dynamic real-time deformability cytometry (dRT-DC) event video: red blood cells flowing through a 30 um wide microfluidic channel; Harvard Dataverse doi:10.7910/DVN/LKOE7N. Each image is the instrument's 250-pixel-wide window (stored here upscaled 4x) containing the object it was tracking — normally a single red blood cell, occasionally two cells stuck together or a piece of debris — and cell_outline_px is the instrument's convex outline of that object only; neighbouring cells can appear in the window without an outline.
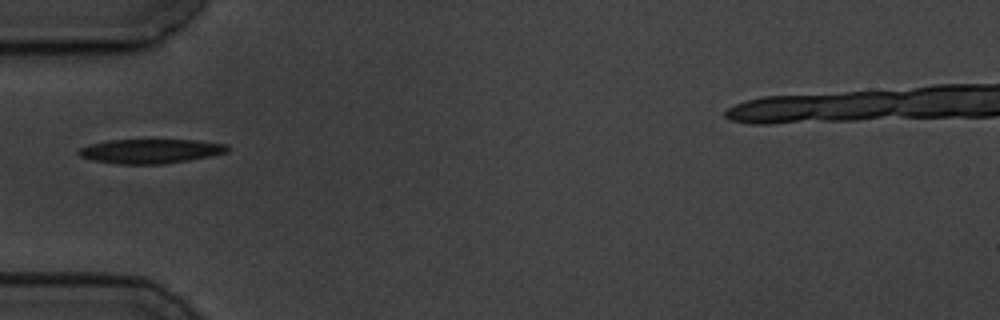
{"species": "common noctule bat (a hibernating species)", "species_latin": "Nyctalus noctula", "temperature_condition": "cold", "stored_images_in_passage": 12, "camera_frame_rate_fps": 3000, "um_per_image_px": 0.085, "animal": {"sex": "male", "body_mass_g": 19.5, "forearm_length_mm": 54.6}, "frame": {"image": 1, "passage_image": 2, "time_ms": 1.0, "image_size_px": [1000, 320], "cell_outline_px": [[228, 152], [188, 160], [164, 164], [120, 164], [92, 160], [80, 156], [76, 152], [80, 148], [88, 144], [108, 140], [196, 140], [228, 144]], "centroid_in_image_um": [12.76, 12.84], "position_along_channel_um": 72.2, "area_um2": 21.1}}
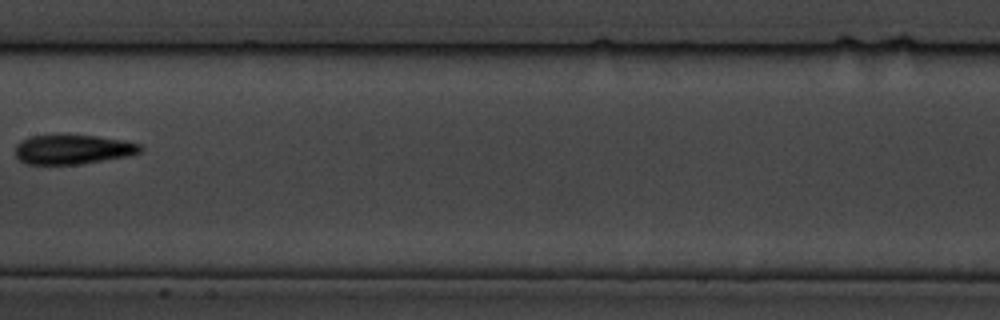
{"frame": {"image": 2, "passage_image": 5, "time_ms": 4.667, "image_size_px": [1000, 320], "cell_outline_px": [[144, 148], [140, 152], [128, 156], [80, 164], [24, 164], [16, 156], [16, 144], [20, 140], [32, 136], [96, 136], [124, 140], [140, 144]], "centroid_in_image_um": [6.2, 12.71], "position_along_channel_um": 201.2, "area_um2": 21.27}}
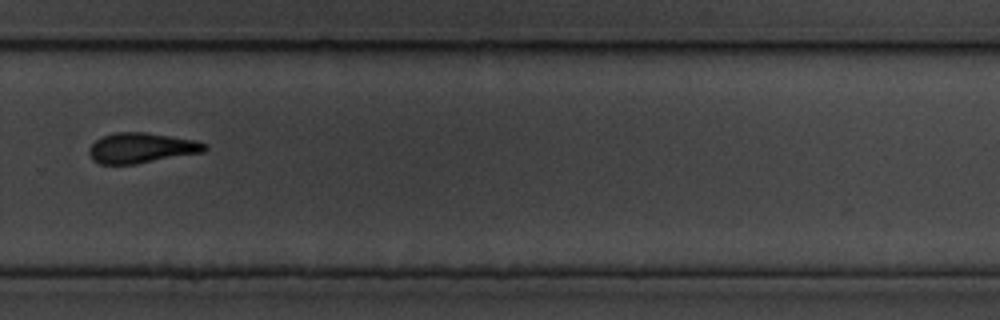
{"frame": {"image": 3, "passage_image": 8, "time_ms": 8.0, "image_size_px": [1000, 320], "cell_outline_px": [[208, 148], [204, 152], [136, 164], [100, 164], [92, 160], [88, 152], [92, 144], [96, 140], [104, 136], [116, 132], [144, 132], [196, 140], [208, 144]], "centroid_in_image_um": [12.04, 12.58], "position_along_channel_um": 317.8, "area_um2": 20.4}}